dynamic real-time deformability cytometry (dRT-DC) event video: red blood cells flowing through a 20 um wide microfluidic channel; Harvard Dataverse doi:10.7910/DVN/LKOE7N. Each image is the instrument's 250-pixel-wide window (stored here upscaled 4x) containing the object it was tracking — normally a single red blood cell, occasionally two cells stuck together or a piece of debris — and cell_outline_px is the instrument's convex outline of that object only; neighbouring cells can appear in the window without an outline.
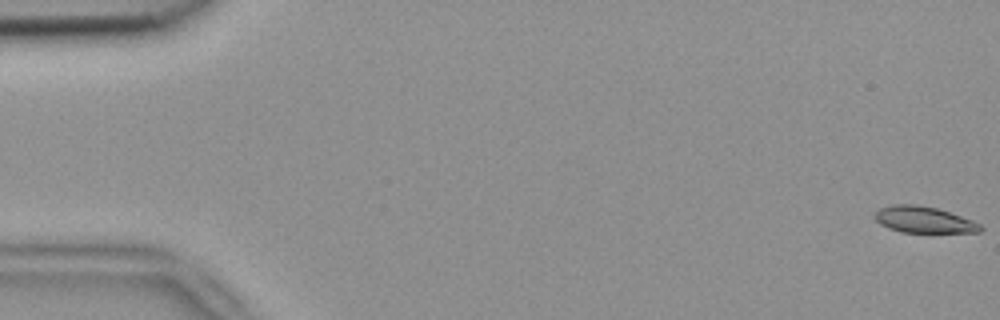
{"species": "common noctule bat (a hibernating species)", "species_latin": "Nyctalus noctula", "temperature_condition": "room temperature", "stored_images_in_passage": 15, "camera_frame_rate_fps": 3000, "um_per_image_px": 0.085, "animal": {"sex": "female", "body_mass_g": 18.4}, "frame": {"image": 1, "passage_image": 1, "time_ms": 0.0, "image_size_px": [1000, 320], "cell_outline_px": [[984, 228], [980, 232], [900, 232], [888, 228], [880, 224], [872, 216], [880, 208], [892, 204], [916, 204], [936, 208], [972, 220], [980, 224]], "centroid_in_image_um": [78.49, 18.67], "position_along_channel_um": 6.5, "area_um2": 16.18}}